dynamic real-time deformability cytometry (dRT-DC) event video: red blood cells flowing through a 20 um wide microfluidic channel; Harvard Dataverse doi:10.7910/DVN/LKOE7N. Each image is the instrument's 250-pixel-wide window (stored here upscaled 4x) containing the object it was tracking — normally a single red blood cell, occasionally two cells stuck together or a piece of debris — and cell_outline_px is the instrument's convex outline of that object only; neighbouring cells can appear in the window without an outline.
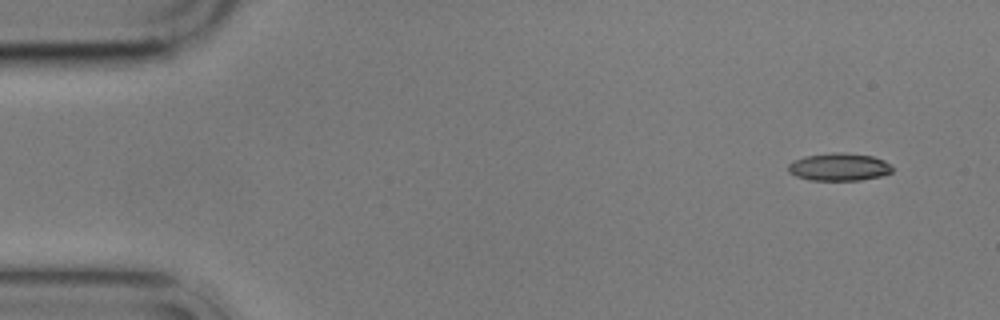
{"species": "common noctule bat (a hibernating species)", "species_latin": "Nyctalus noctula", "temperature_condition": "cold", "stored_images_in_passage": 6, "camera_frame_rate_fps": 3000, "um_per_image_px": 0.085, "animal": {"sex": "male", "body_mass_g": 17.9}, "frame": {"image": 1, "passage_image": 1, "time_ms": 0.0, "image_size_px": [1000, 320], "cell_outline_px": [[892, 172], [880, 176], [860, 180], [808, 180], [796, 176], [788, 172], [788, 164], [792, 160], [804, 156], [832, 152], [844, 152], [872, 156], [884, 160], [892, 168]], "centroid_in_image_um": [71.27, 14.18], "position_along_channel_um": 13.7, "area_um2": 16.88}}
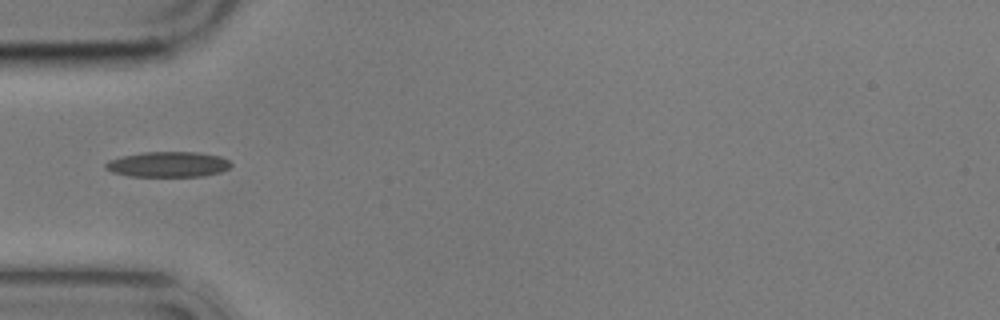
{"frame": {"image": 2, "passage_image": 5, "time_ms": 4.667, "image_size_px": [1000, 320], "cell_outline_px": [[232, 164], [228, 168], [220, 172], [204, 176], [128, 176], [112, 172], [104, 168], [104, 164], [108, 160], [120, 156], [144, 152], [196, 152], [220, 156], [228, 160]], "centroid_in_image_um": [14.24, 13.97], "position_along_channel_um": 70.8, "area_um2": 18.61}}
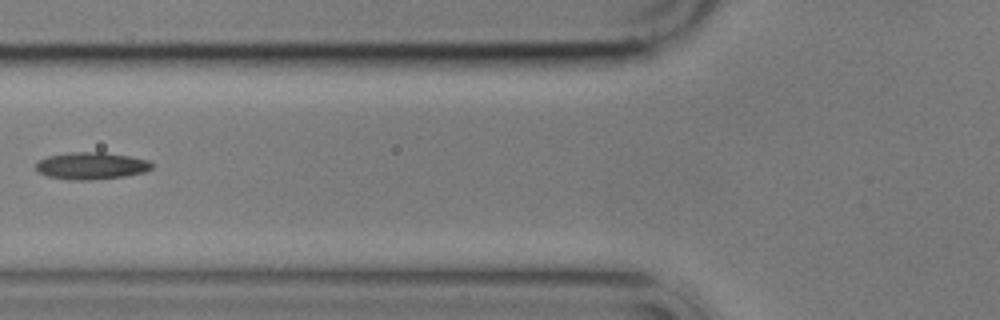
{"frame": {"image": 3, "passage_image": 6, "time_ms": 6.0, "image_size_px": [1000, 320], "cell_outline_px": [[152, 168], [144, 172], [124, 176], [92, 180], [68, 180], [48, 176], [36, 172], [36, 164], [40, 160], [48, 156], [72, 152], [104, 152], [152, 160]], "centroid_in_image_um": [7.77, 14.09], "position_along_channel_um": 118.0, "area_um2": 18.38}}